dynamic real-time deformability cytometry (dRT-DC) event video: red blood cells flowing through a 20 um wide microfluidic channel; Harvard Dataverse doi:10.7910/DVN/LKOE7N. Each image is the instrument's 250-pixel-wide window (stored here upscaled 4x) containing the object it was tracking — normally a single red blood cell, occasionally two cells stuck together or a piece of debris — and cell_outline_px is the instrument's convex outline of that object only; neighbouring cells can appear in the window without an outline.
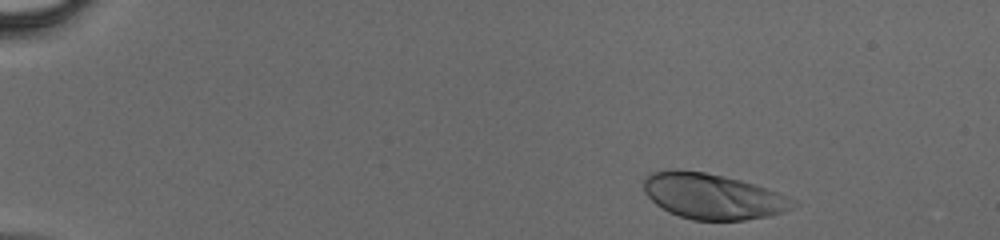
{"species": "human", "species_latin": "Homo sapiens", "temperature_condition": "cold", "stored_images_in_passage": 38, "camera_frame_rate_fps": 3000, "um_per_image_px": 0.085, "donor": {"sex": "male"}, "frame": {"image": 1, "passage_image": 2, "time_ms": 0.333, "image_size_px": [1000, 240], "cell_outline_px": [[800, 204], [792, 208], [768, 216], [744, 220], [692, 220], [668, 212], [656, 204], [644, 192], [644, 180], [648, 172], [704, 172], [724, 176], [740, 180], [776, 192], [796, 200]], "centroid_in_image_um": [60.6, 16.72], "position_along_channel_um": 24.4, "area_um2": 38.84}}
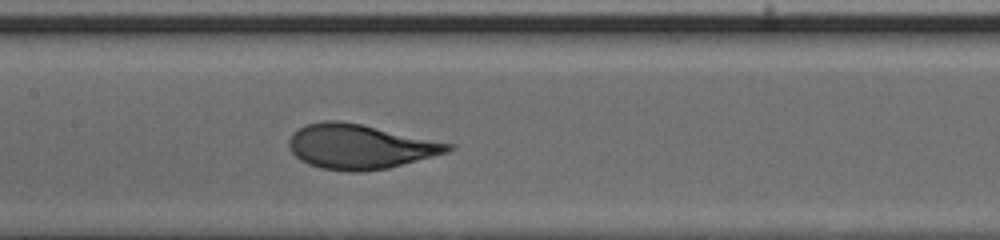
{"frame": {"image": 2, "passage_image": 20, "time_ms": 6.333, "image_size_px": [1000, 240], "cell_outline_px": [[456, 148], [448, 152], [388, 168], [360, 172], [352, 172], [320, 168], [308, 164], [300, 160], [288, 148], [288, 140], [300, 128], [308, 124], [324, 120], [340, 120], [360, 124], [456, 144]], "centroid_in_image_um": [30.61, 12.46], "position_along_channel_um": 176.8, "area_um2": 41.33}}
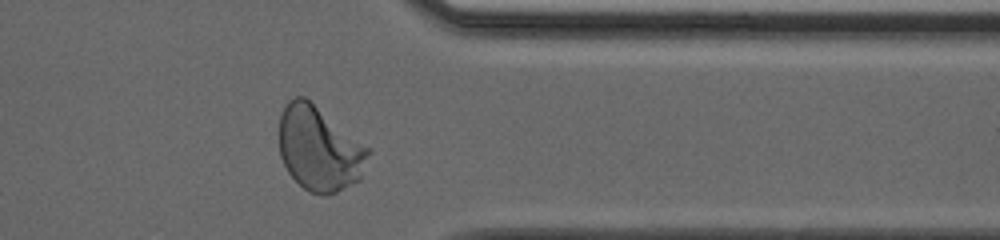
{"frame": {"image": 3, "passage_image": 34, "time_ms": 11.0, "image_size_px": [1000, 240], "cell_outline_px": [[372, 152], [360, 180], [336, 192], [308, 192], [288, 172], [280, 156], [280, 116], [284, 104], [288, 100], [296, 96], [304, 96], [372, 148]], "centroid_in_image_um": [27.18, 12.6], "position_along_channel_um": 384.2, "area_um2": 43.99}}